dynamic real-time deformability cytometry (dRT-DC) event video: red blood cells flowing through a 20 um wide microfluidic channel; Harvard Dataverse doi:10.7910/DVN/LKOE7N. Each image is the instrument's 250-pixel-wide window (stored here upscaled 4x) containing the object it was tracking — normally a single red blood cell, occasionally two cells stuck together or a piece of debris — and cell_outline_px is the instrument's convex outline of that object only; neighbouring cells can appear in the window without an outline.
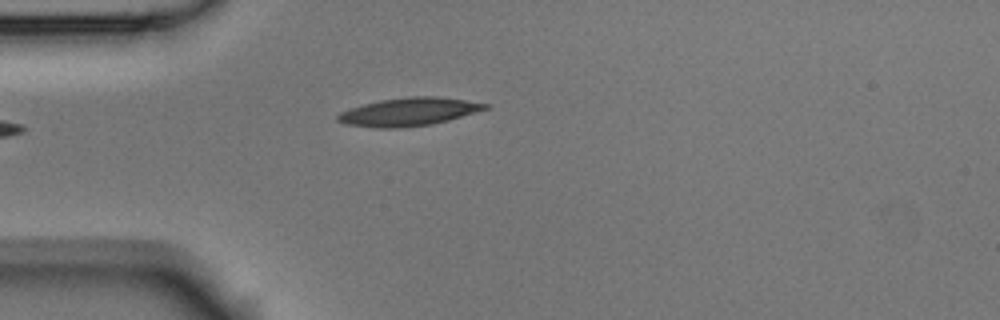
{"species": "Egyptian fruit bat (a non-hibernating species)", "species_latin": "Rousettus aegyptiacus", "temperature_condition": "room temperature", "stored_images_in_passage": 4, "camera_frame_rate_fps": 3000, "um_per_image_px": 0.085, "animal": {"sex": "male"}, "frame": {"image": 1, "passage_image": 4, "time_ms": 1.0, "image_size_px": [1000, 320], "cell_outline_px": [[488, 108], [448, 120], [432, 124], [396, 128], [376, 128], [344, 124], [336, 120], [336, 116], [340, 112], [364, 104], [380, 100], [412, 96], [436, 96], [464, 100], [488, 104]], "centroid_in_image_um": [34.69, 9.51], "position_along_channel_um": 50.3, "area_um2": 23.87}}